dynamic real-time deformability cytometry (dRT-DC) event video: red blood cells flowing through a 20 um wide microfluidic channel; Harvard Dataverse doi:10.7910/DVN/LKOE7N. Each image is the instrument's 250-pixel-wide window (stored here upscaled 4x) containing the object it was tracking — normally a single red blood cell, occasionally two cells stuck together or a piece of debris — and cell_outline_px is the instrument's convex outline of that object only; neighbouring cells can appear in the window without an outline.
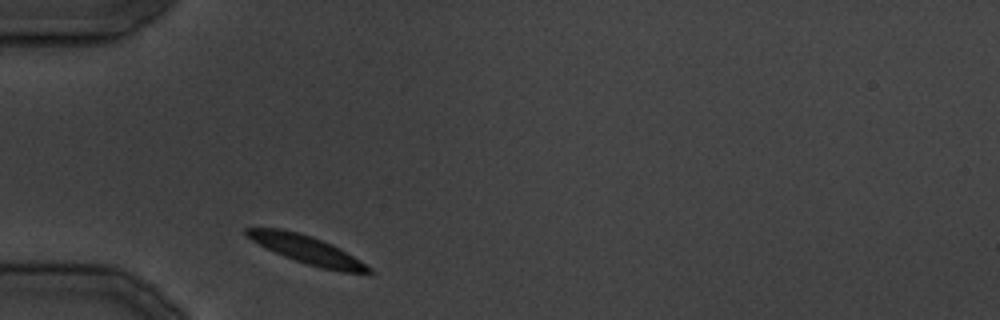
{"species": "common noctule bat (a hibernating species)", "species_latin": "Nyctalus noctula", "temperature_condition": "cold", "stored_images_in_passage": 22, "camera_frame_rate_fps": 3000, "um_per_image_px": 0.085, "animal": {"sex": "male", "body_mass_g": 19.5, "forearm_length_mm": 54.6}, "frame": {"image": 1, "passage_image": 1, "time_ms": 0.0, "image_size_px": [1000, 320], "cell_outline_px": [[372, 272], [340, 272], [320, 268], [284, 256], [252, 240], [244, 232], [244, 228], [280, 228], [300, 232], [312, 236], [332, 244], [340, 248], [360, 260], [372, 268]], "centroid_in_image_um": [26.11, 21.22], "position_along_channel_um": 58.9, "area_um2": 19.71}}
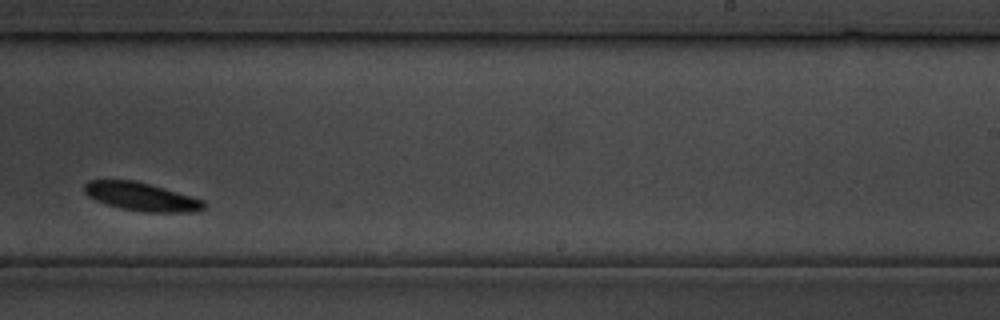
{"frame": {"image": 2, "passage_image": 14, "time_ms": 15.667, "image_size_px": [1000, 320], "cell_outline_px": [[204, 208], [192, 212], [144, 212], [120, 208], [104, 204], [88, 196], [84, 192], [84, 184], [88, 180], [136, 180], [164, 188], [204, 200]], "centroid_in_image_um": [11.97, 16.71], "position_along_channel_um": 277.0, "area_um2": 19.71}}
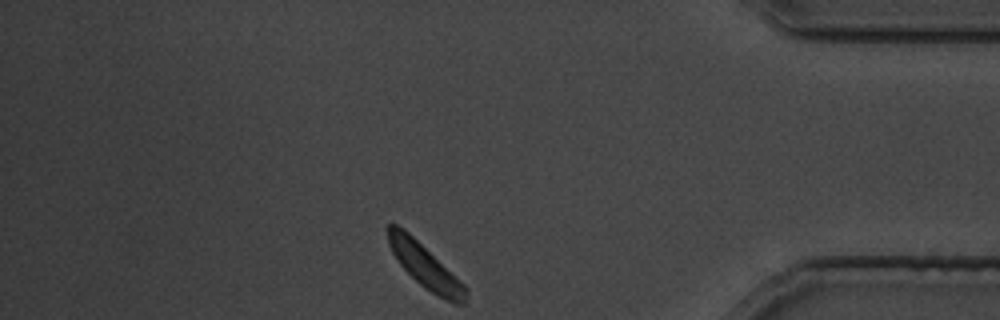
{"frame": {"image": 3, "passage_image": 22, "time_ms": 26.0, "image_size_px": [1000, 320], "cell_outline_px": [[468, 292], [464, 304], [456, 304], [444, 300], [420, 284], [400, 264], [392, 252], [388, 244], [384, 228], [388, 224], [396, 224], [404, 228], [460, 280], [468, 288]], "centroid_in_image_um": [36.11, 22.59], "position_along_channel_um": 399.1, "area_um2": 19.77}}